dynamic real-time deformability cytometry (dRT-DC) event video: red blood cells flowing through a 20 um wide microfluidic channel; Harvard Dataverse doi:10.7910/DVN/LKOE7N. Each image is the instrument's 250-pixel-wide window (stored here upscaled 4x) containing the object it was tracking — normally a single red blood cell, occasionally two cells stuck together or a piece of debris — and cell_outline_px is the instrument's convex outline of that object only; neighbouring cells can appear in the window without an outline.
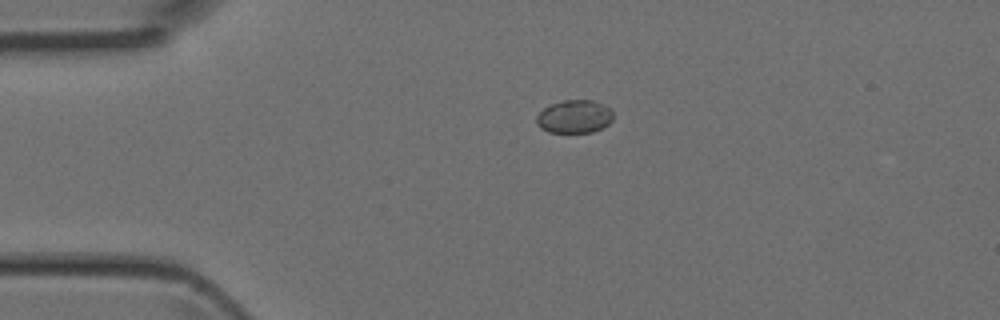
{"species": "Egyptian fruit bat (a non-hibernating species)", "species_latin": "Rousettus aegyptiacus", "temperature_condition": "room temperature", "stored_images_in_passage": 3, "camera_frame_rate_fps": 3000, "um_per_image_px": 0.085, "animal": {"sex": "female"}, "frame": {"image": 1, "passage_image": 1, "time_ms": 0.0, "image_size_px": [1000, 320], "cell_outline_px": [[612, 120], [608, 124], [592, 132], [548, 132], [540, 128], [536, 124], [536, 116], [548, 104], [564, 100], [592, 100], [604, 104], [612, 112]], "centroid_in_image_um": [48.79, 9.9], "position_along_channel_um": 36.2, "area_um2": 14.8}}
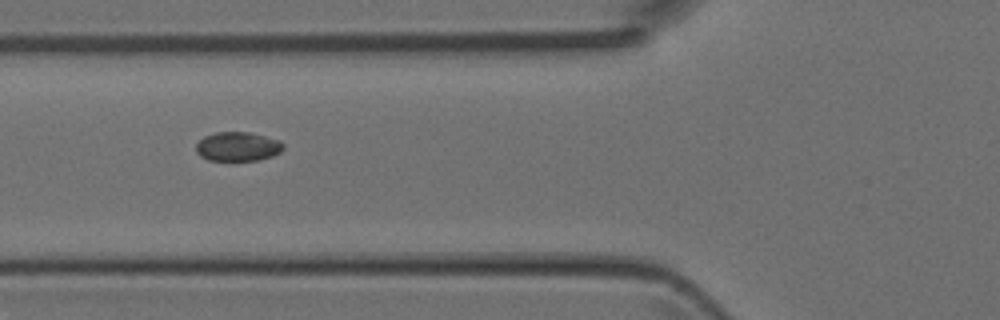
{"frame": {"image": 2, "passage_image": 3, "time_ms": 0.667, "image_size_px": [1000, 320], "cell_outline_px": [[284, 148], [280, 152], [272, 156], [260, 160], [208, 160], [200, 156], [196, 152], [196, 144], [204, 136], [216, 132], [248, 132], [280, 140], [284, 144]], "centroid_in_image_um": [20.21, 12.45], "position_along_channel_um": 105.6, "area_um2": 14.85}}